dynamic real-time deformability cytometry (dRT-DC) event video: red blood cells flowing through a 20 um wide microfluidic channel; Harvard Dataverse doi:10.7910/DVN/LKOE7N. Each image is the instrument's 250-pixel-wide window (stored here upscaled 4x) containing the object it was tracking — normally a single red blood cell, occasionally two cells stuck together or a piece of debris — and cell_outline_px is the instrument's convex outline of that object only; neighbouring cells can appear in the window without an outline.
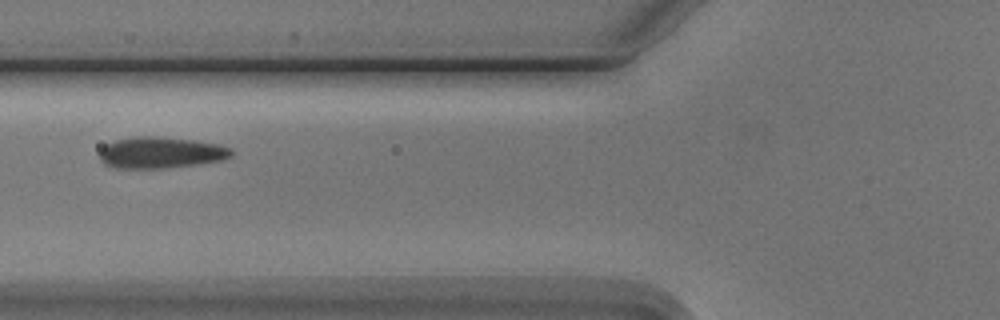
{"species": "Egyptian fruit bat (a non-hibernating species)", "species_latin": "Rousettus aegyptiacus", "temperature_condition": "cold", "stored_images_in_passage": 8, "camera_frame_rate_fps": 3000, "um_per_image_px": 0.085, "animal": {"sex": "male"}, "frame": {"image": 1, "passage_image": 5, "time_ms": 5.667, "image_size_px": [1000, 320], "cell_outline_px": [[232, 156], [220, 160], [196, 164], [164, 168], [112, 168], [104, 164], [100, 160], [100, 148], [104, 144], [116, 140], [136, 136], [152, 136], [192, 140], [220, 144], [232, 148]], "centroid_in_image_um": [13.62, 12.97], "position_along_channel_um": 112.2, "area_um2": 24.1}}
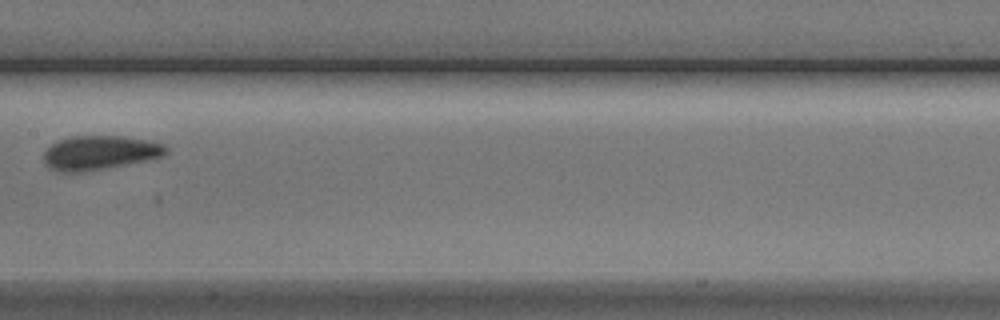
{"frame": {"image": 2, "passage_image": 7, "time_ms": 8.0, "image_size_px": [1000, 320], "cell_outline_px": [[168, 152], [160, 156], [144, 160], [124, 164], [80, 172], [56, 172], [48, 168], [44, 164], [44, 152], [56, 140], [72, 136], [124, 136], [148, 140], [164, 144], [168, 148]], "centroid_in_image_um": [8.42, 12.97], "position_along_channel_um": 199.0, "area_um2": 24.16}}
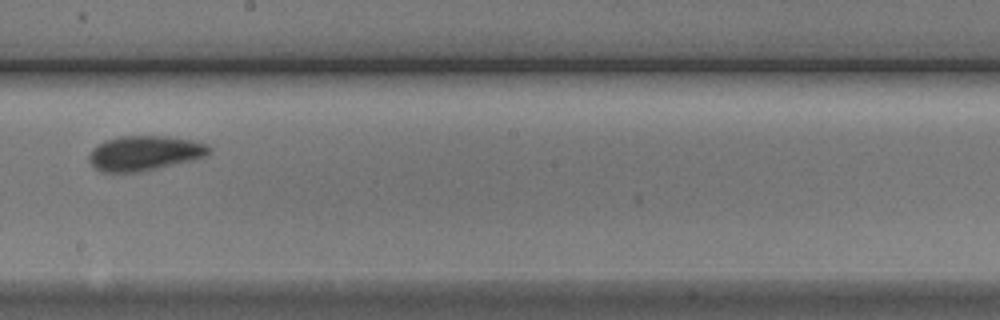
{"frame": {"image": 3, "passage_image": 8, "time_ms": 9.0, "image_size_px": [1000, 320], "cell_outline_px": [[212, 148], [204, 156], [192, 160], [140, 172], [100, 172], [88, 160], [88, 156], [92, 148], [104, 140], [120, 136], [168, 136], [192, 140], [208, 144]], "centroid_in_image_um": [12.26, 13.01], "position_along_channel_um": 235.9, "area_um2": 24.39}}